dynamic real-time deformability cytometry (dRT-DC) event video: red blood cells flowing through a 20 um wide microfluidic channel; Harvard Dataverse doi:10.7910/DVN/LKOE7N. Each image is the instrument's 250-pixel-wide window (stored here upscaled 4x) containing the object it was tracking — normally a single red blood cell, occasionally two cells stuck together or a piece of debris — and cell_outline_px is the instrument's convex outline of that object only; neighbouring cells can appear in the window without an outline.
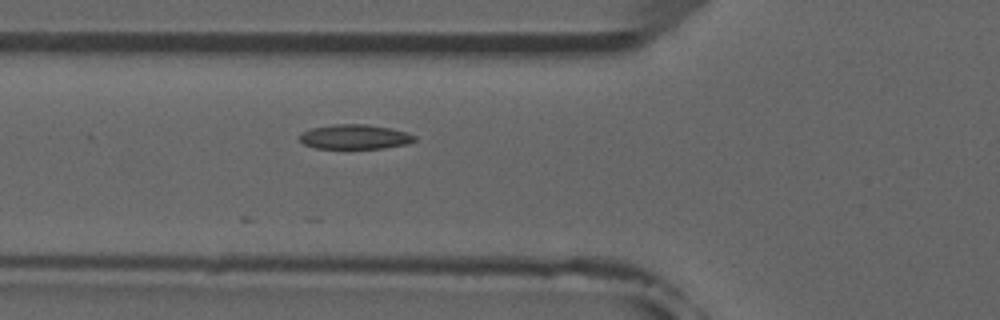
{"species": "common noctule bat (a hibernating species)", "species_latin": "Nyctalus noctula", "temperature_condition": "room temperature", "stored_images_in_passage": 6, "camera_frame_rate_fps": 3000, "um_per_image_px": 0.085, "animal": {"sex": "male", "forearm_length_mm": 52.5}, "frame": {"image": 1, "passage_image": 6, "time_ms": 5.667, "image_size_px": [1000, 320], "cell_outline_px": [[416, 140], [408, 144], [384, 148], [316, 148], [304, 144], [300, 140], [300, 136], [304, 132], [312, 128], [336, 124], [368, 124], [392, 128], [416, 136]], "centroid_in_image_um": [30.2, 11.63], "position_along_channel_um": 95.6, "area_um2": 16.36}}